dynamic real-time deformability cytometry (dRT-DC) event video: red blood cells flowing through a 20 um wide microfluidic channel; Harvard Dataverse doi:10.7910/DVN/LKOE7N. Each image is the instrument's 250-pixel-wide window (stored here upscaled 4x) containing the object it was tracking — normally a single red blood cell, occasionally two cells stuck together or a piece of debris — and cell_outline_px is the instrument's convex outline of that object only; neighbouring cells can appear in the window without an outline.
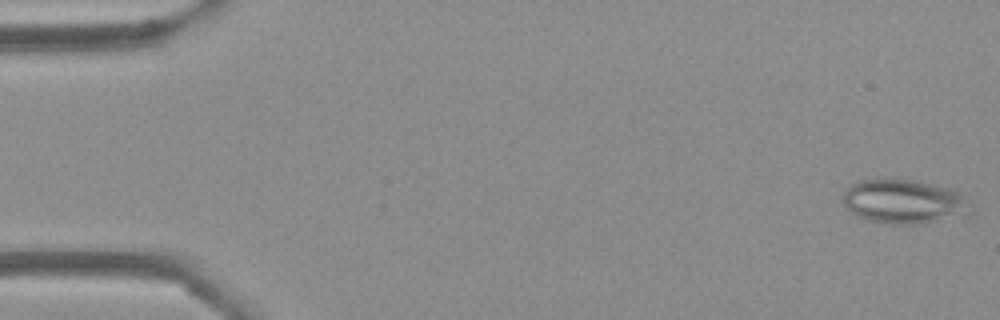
{"species": "Egyptian fruit bat (a non-hibernating species)", "species_latin": "Rousettus aegyptiacus", "temperature_condition": "cold", "stored_images_in_passage": 53, "camera_frame_rate_fps": 3000, "um_per_image_px": 0.085, "frame": {"image": 1, "passage_image": 1, "time_ms": 0.0, "image_size_px": [1000, 320], "cell_outline_px": [[972, 212], [968, 216], [916, 224], [892, 224], [864, 220], [852, 212], [844, 204], [844, 192], [848, 184], [856, 180], [876, 176], [912, 180], [932, 184], [948, 188], [964, 196], [972, 204]], "centroid_in_image_um": [76.82, 17.11], "position_along_channel_um": 8.2, "area_um2": 33.81}}
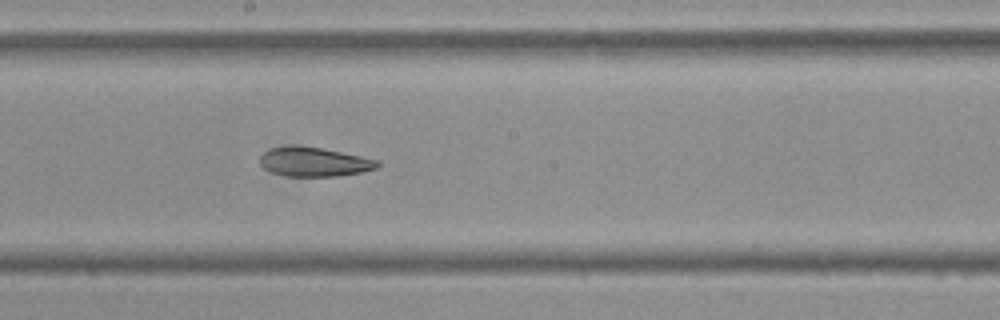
{"frame": {"image": 2, "passage_image": 29, "time_ms": 9.333, "image_size_px": [1000, 320], "cell_outline_px": [[380, 164], [376, 168], [360, 172], [340, 176], [288, 176], [272, 172], [264, 168], [260, 164], [260, 156], [264, 152], [272, 148], [320, 148], [380, 160]], "centroid_in_image_um": [26.74, 13.8], "position_along_channel_um": 221.5, "area_um2": 19.25}}
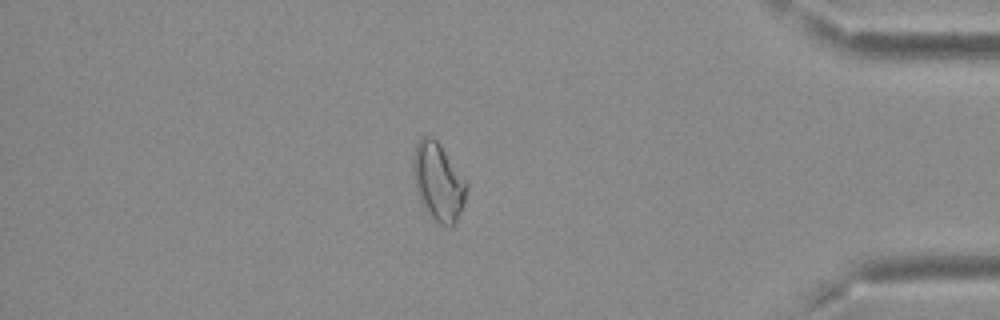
{"frame": {"image": 3, "passage_image": 46, "time_ms": 15.0, "image_size_px": [1000, 320], "cell_outline_px": [[468, 188], [464, 204], [452, 228], [448, 228], [432, 220], [428, 216], [424, 208], [416, 188], [412, 176], [412, 156], [416, 144], [424, 136], [432, 136], [440, 144], [468, 184]], "centroid_in_image_um": [37.24, 15.48], "position_along_channel_um": 398.0, "area_um2": 24.45}}